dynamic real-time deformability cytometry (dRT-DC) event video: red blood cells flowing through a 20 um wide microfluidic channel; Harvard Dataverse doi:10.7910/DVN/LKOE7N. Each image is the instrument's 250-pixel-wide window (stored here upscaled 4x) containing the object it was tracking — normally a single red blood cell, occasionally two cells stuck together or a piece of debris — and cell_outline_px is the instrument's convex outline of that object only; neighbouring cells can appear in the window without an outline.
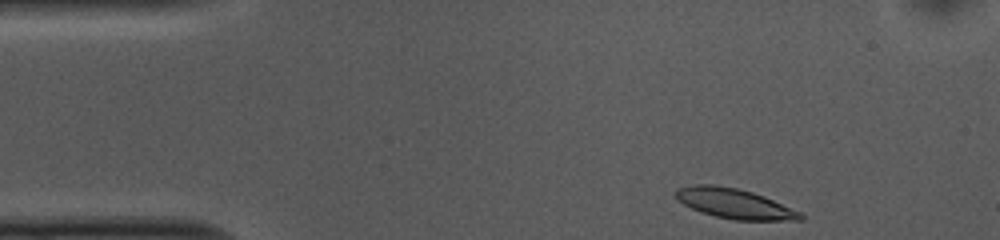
{"species": "common noctule bat (a hibernating species)", "species_latin": "Nyctalus noctula", "temperature_condition": "cold", "stored_images_in_passage": 38, "camera_frame_rate_fps": 3000, "um_per_image_px": 0.085, "animal": {"sex": "female", "body_mass_g": 10.0, "forearm_length_mm": 53.1}, "frame": {"image": 1, "passage_image": 1, "time_ms": 0.0, "image_size_px": [1000, 240], "cell_outline_px": [[804, 220], [732, 220], [700, 212], [684, 204], [672, 192], [676, 188], [692, 184], [712, 184], [736, 188], [752, 192], [764, 196], [800, 212], [804, 216]], "centroid_in_image_um": [62.39, 17.29], "position_along_channel_um": 22.6, "area_um2": 21.73}}
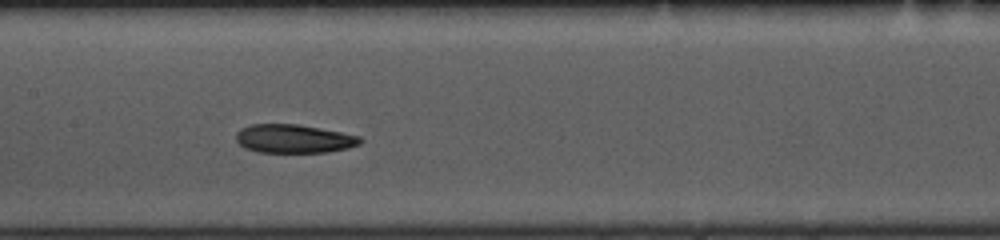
{"frame": {"image": 2, "passage_image": 19, "time_ms": 6.0, "image_size_px": [1000, 240], "cell_outline_px": [[364, 140], [360, 144], [348, 148], [328, 152], [256, 152], [244, 148], [236, 140], [236, 132], [240, 128], [252, 124], [300, 124], [360, 136]], "centroid_in_image_um": [24.97, 11.79], "position_along_channel_um": 182.4, "area_um2": 20.81}}
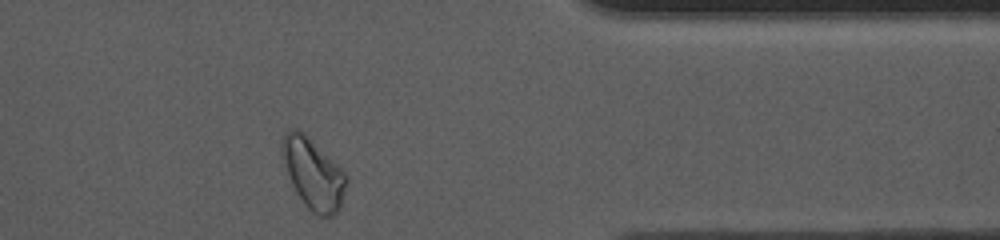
{"frame": {"image": 3, "passage_image": 37, "time_ms": 12.0, "image_size_px": [1000, 240], "cell_outline_px": [[348, 180], [340, 208], [332, 216], [316, 216], [304, 204], [296, 192], [292, 184], [280, 152], [280, 144], [284, 132], [292, 128], [296, 128], [304, 132], [348, 176]], "centroid_in_image_um": [26.6, 14.75], "position_along_channel_um": 384.8, "area_um2": 26.41}, "authors_computed_cell_mechanics": {"area_um2": 21.3282, "velocity_mm_per_s": 3.6956, "shape_relaxation_time_tau1_ms": 3.3918, "shape_relaxation_time_tau2_ms": null, "deformation_change_tau1": 0.143, "deformation_change_tau2": null}}